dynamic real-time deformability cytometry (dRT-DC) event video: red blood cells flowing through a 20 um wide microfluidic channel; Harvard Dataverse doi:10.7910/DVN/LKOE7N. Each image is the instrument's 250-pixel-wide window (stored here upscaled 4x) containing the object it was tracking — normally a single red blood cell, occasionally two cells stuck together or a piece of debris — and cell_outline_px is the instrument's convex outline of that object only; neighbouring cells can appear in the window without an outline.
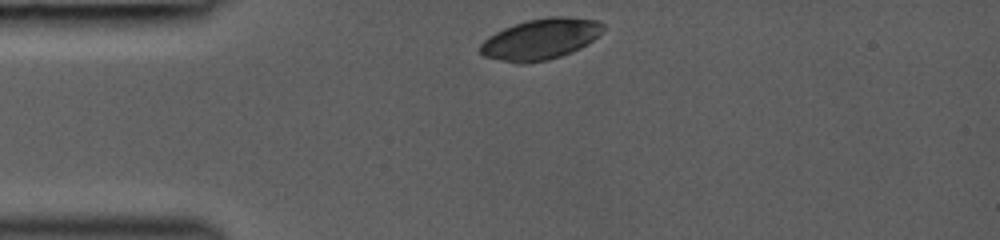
{"species": "common noctule bat (a hibernating species)", "species_latin": "Nyctalus noctula", "temperature_condition": "room temperature", "stored_images_in_passage": 2, "camera_frame_rate_fps": 3000, "um_per_image_px": 0.085, "animal": {"sex": "female", "body_mass_g": 19.0, "forearm_length_mm": 53.3}, "frame": {"image": 1, "passage_image": 1, "time_ms": 0.0, "image_size_px": [1000, 240], "cell_outline_px": [[604, 28], [588, 44], [572, 52], [548, 60], [520, 64], [516, 64], [484, 56], [480, 52], [480, 44], [488, 36], [504, 28], [528, 20], [548, 16], [568, 16], [596, 20], [604, 24]], "centroid_in_image_um": [45.94, 3.32], "position_along_channel_um": 39.1, "area_um2": 29.25}}